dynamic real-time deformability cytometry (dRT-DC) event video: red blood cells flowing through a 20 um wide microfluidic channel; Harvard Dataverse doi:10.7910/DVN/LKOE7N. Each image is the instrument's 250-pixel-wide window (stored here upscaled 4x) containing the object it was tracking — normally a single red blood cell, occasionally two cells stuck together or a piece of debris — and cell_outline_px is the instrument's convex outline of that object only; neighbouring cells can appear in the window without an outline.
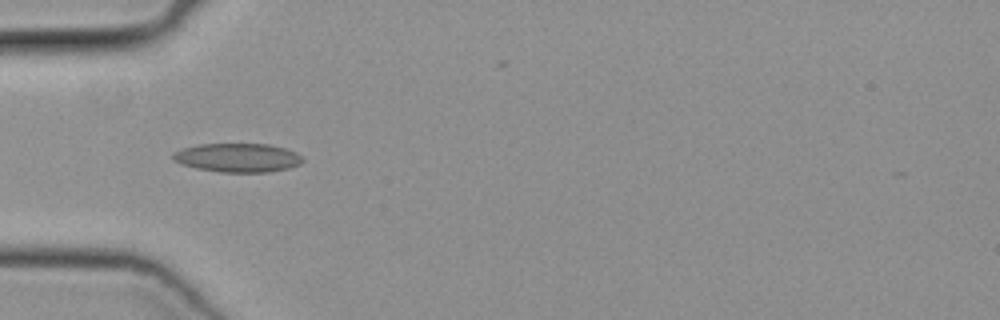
{"species": "common noctule bat (a hibernating species)", "species_latin": "Nyctalus noctula", "temperature_condition": "cold", "stored_images_in_passage": 28, "camera_frame_rate_fps": 3000, "um_per_image_px": 0.085, "animal": {"sex": "female", "body_mass_g": 19.3, "forearm_length_mm": 54.1}, "frame": {"image": 1, "passage_image": 3, "time_ms": 0.667, "image_size_px": [1000, 320], "cell_outline_px": [[304, 160], [300, 164], [288, 168], [268, 172], [220, 172], [196, 168], [180, 164], [172, 160], [172, 152], [180, 148], [200, 144], [268, 144], [284, 148], [296, 152], [304, 156]], "centroid_in_image_um": [20.18, 13.4], "position_along_channel_um": 64.8, "area_um2": 22.02}}
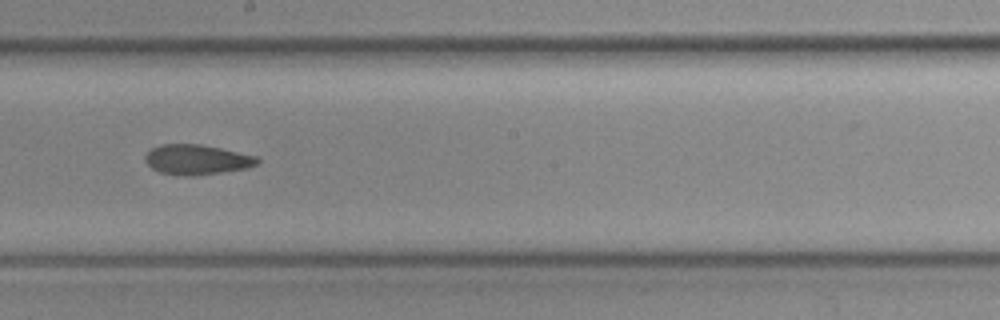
{"frame": {"image": 2, "passage_image": 15, "time_ms": 4.667, "image_size_px": [1000, 320], "cell_outline_px": [[260, 160], [256, 164], [248, 168], [192, 176], [184, 176], [160, 172], [152, 168], [144, 160], [144, 156], [152, 148], [160, 144], [200, 144], [220, 148], [256, 156]], "centroid_in_image_um": [16.7, 13.56], "position_along_channel_um": 231.5, "area_um2": 19.48}}
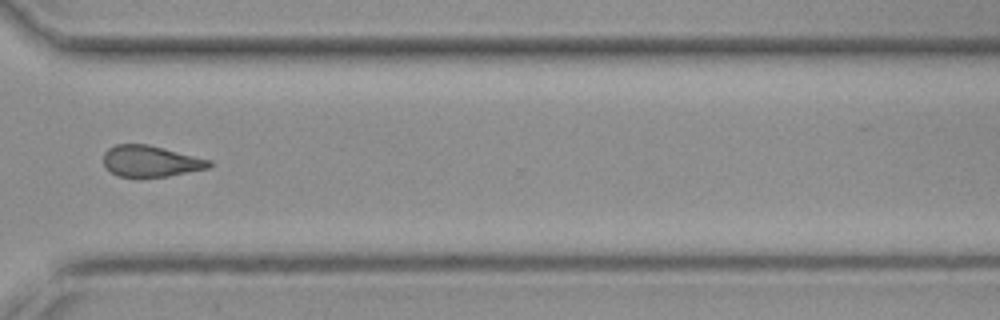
{"frame": {"image": 3, "passage_image": 24, "time_ms": 7.667, "image_size_px": [1000, 320], "cell_outline_px": [[212, 164], [208, 168], [168, 176], [116, 176], [104, 164], [104, 152], [108, 148], [116, 144], [148, 144], [212, 160]], "centroid_in_image_um": [12.81, 13.68], "position_along_channel_um": 357.8, "area_um2": 19.02}}